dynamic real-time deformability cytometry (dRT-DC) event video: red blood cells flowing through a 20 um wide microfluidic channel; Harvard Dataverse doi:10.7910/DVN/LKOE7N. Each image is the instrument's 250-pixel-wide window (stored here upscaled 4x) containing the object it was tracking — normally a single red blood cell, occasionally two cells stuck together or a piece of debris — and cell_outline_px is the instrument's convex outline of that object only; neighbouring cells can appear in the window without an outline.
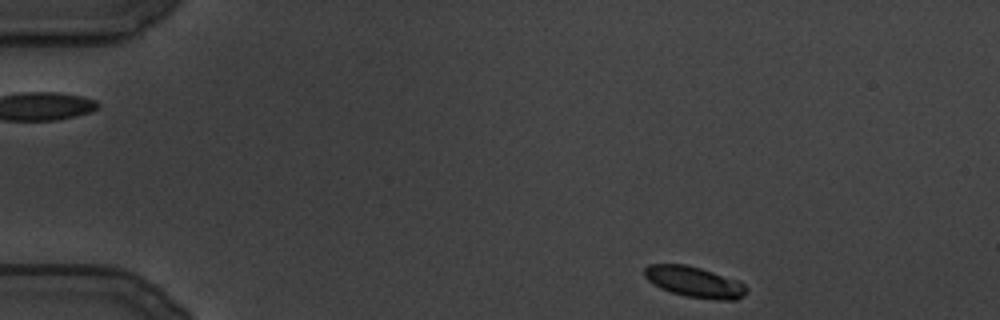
{"species": "common noctule bat (a hibernating species)", "species_latin": "Nyctalus noctula", "temperature_condition": "cold", "stored_images_in_passage": 27, "camera_frame_rate_fps": 3000, "um_per_image_px": 0.085, "animal": {"sex": "male", "body_mass_g": 19.5, "forearm_length_mm": 54.6}, "frame": {"image": 1, "passage_image": 1, "time_ms": 0.0, "image_size_px": [1000, 320], "cell_outline_px": [[748, 292], [744, 296], [736, 300], [720, 300], [684, 296], [660, 288], [652, 284], [644, 276], [644, 268], [648, 264], [684, 264], [700, 268], [740, 280], [748, 288]], "centroid_in_image_um": [59.05, 23.97], "position_along_channel_um": 25.9, "area_um2": 18.55}}